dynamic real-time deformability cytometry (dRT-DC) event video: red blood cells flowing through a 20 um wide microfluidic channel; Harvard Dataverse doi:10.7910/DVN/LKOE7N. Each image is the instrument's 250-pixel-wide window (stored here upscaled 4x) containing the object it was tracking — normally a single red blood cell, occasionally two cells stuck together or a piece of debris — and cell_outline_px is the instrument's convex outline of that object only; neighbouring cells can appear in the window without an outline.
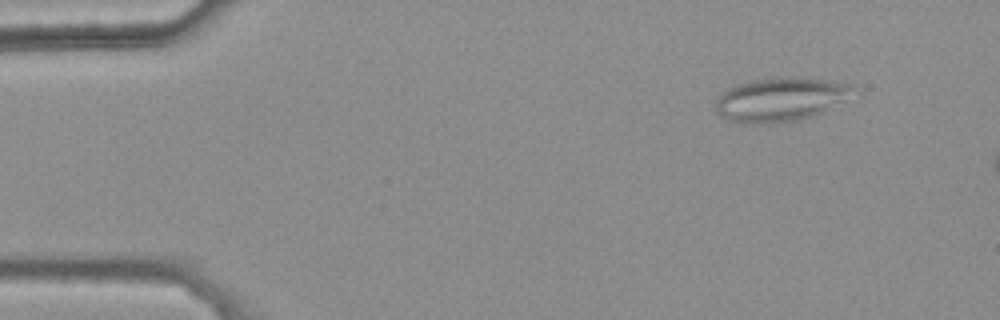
{"species": "common noctule bat (a hibernating species)", "species_latin": "Nyctalus noctula", "temperature_condition": "warm", "stored_images_in_passage": 12, "camera_frame_rate_fps": 3000, "um_per_image_px": 0.085, "animal": {"sex": "female", "body_mass_g": 25.1}, "frame": {"image": 1, "passage_image": 6, "time_ms": 1.667, "image_size_px": [1000, 320], "cell_outline_px": [[852, 88], [840, 100], [820, 112], [812, 116], [796, 120], [764, 124], [760, 124], [732, 120], [720, 116], [716, 112], [716, 100], [728, 88], [736, 84], [752, 80], [780, 76], [784, 76], [832, 80], [848, 84]], "centroid_in_image_um": [66.22, 8.43], "position_along_channel_um": 18.8, "area_um2": 34.1}}